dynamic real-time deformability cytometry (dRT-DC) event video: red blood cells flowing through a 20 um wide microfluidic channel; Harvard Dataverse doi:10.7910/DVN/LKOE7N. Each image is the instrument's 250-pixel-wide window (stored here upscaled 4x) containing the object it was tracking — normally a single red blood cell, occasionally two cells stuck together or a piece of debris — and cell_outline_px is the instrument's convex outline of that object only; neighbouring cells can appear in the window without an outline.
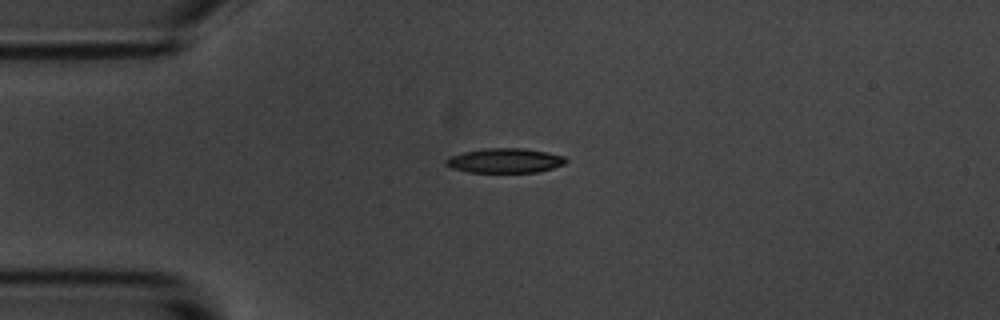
{"species": "common noctule bat (a hibernating species)", "species_latin": "Nyctalus noctula", "temperature_condition": "room temperature", "stored_images_in_passage": 4, "camera_frame_rate_fps": 3000, "um_per_image_px": 0.085, "animal": {"sex": "male", "body_mass_g": 20.1, "forearm_length_mm": 53.5}, "frame": {"image": 1, "passage_image": 4, "time_ms": 1.0, "image_size_px": [1000, 320], "cell_outline_px": [[568, 160], [564, 164], [552, 168], [536, 172], [468, 172], [452, 168], [444, 164], [444, 160], [448, 156], [464, 152], [488, 148], [524, 148], [564, 156]], "centroid_in_image_um": [42.87, 13.65], "position_along_channel_um": 42.1, "area_um2": 17.11}}